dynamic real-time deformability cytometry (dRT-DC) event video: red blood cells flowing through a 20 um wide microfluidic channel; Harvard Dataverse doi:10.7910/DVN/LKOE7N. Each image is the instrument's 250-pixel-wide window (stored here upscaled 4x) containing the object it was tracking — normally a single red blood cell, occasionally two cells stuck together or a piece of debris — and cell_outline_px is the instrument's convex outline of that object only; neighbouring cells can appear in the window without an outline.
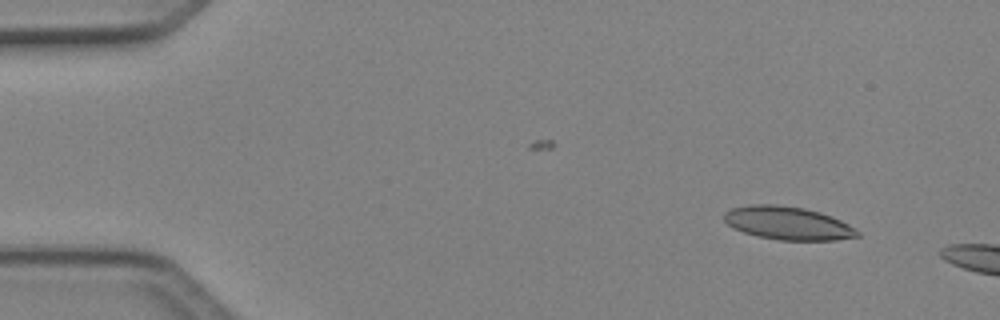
{"species": "Egyptian fruit bat (a non-hibernating species)", "species_latin": "Rousettus aegyptiacus", "temperature_condition": "cold", "stored_images_in_passage": 2, "camera_frame_rate_fps": 3000, "um_per_image_px": 0.085, "animal": {"sex": "female"}, "frame": {"image": 1, "passage_image": 1, "time_ms": 0.0, "image_size_px": [1000, 320], "cell_outline_px": [[860, 236], [836, 240], [780, 240], [760, 236], [744, 232], [728, 224], [724, 220], [724, 212], [732, 208], [748, 204], [776, 204], [804, 208], [820, 212], [832, 216], [856, 228], [860, 232]], "centroid_in_image_um": [67.0, 18.96], "position_along_channel_um": 18.0, "area_um2": 25.72}}